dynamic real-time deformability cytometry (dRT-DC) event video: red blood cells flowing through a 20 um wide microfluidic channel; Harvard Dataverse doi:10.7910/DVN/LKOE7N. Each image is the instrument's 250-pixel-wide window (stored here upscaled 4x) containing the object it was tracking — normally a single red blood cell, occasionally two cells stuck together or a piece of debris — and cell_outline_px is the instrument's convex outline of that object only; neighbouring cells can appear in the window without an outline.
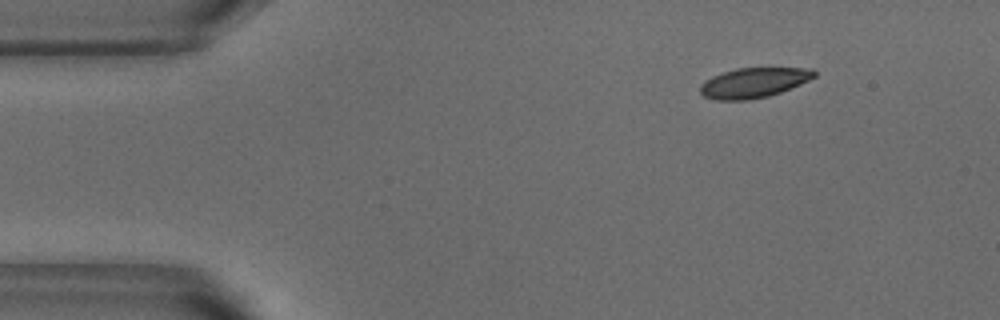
{"species": "common noctule bat (a hibernating species)", "species_latin": "Nyctalus noctula", "temperature_condition": "warm", "stored_images_in_passage": 47, "camera_frame_rate_fps": 3000, "um_per_image_px": 0.085, "animal": {"sex": "male", "body_mass_g": 18.8}, "frame": {"image": 1, "passage_image": 1, "time_ms": 0.0, "image_size_px": [1000, 320], "cell_outline_px": [[816, 76], [800, 84], [780, 92], [768, 96], [748, 100], [716, 100], [704, 96], [700, 92], [700, 84], [704, 80], [712, 76], [736, 68], [812, 68], [816, 72]], "centroid_in_image_um": [64.04, 7.03], "position_along_channel_um": 21.0, "area_um2": 19.88}}
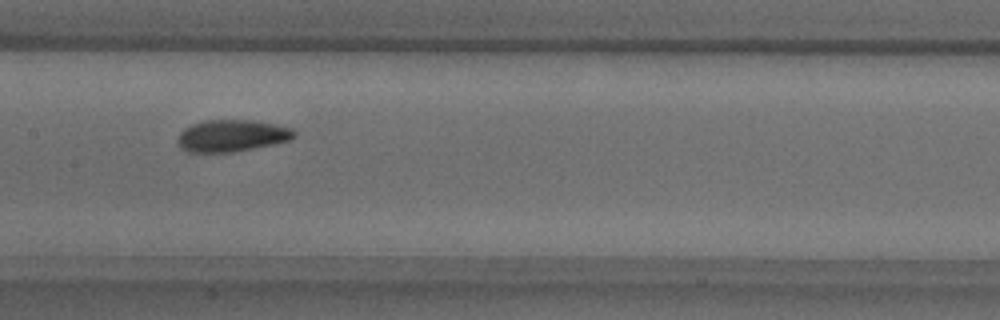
{"frame": {"image": 2, "passage_image": 20, "time_ms": 6.333, "image_size_px": [1000, 320], "cell_outline_px": [[296, 136], [292, 140], [232, 152], [188, 152], [180, 148], [176, 140], [180, 132], [184, 128], [192, 124], [204, 120], [252, 120], [276, 124], [292, 128], [296, 132]], "centroid_in_image_um": [19.7, 11.53], "position_along_channel_um": 187.7, "area_um2": 21.79}}
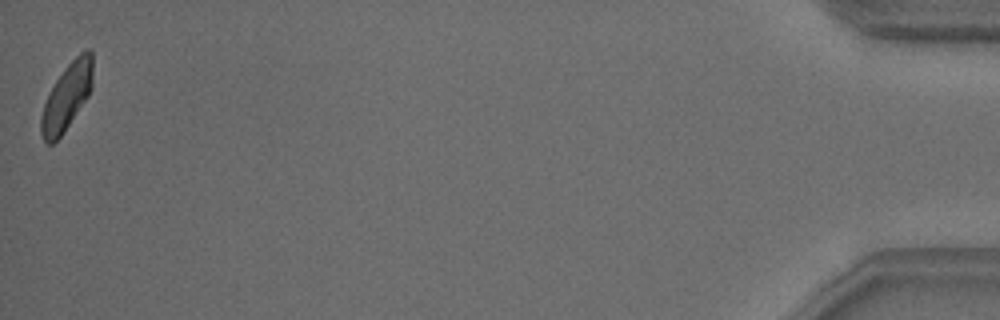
{"frame": {"image": 3, "passage_image": 47, "time_ms": 15.333, "image_size_px": [1000, 320], "cell_outline_px": [[92, 88], [88, 96], [64, 132], [52, 144], [48, 144], [44, 140], [40, 132], [40, 116], [48, 92], [56, 80], [68, 64], [80, 52], [88, 48], [92, 52]], "centroid_in_image_um": [5.67, 8.22], "position_along_channel_um": 429.5, "area_um2": 20.0}, "authors_computed_cell_mechanics": {"area_um2": 20.7502, "velocity_mm_per_s": 3.7911, "shape_relaxation_time_tau1_ms": 4.3224, "shape_relaxation_time_tau2_ms": 2.9047, "deformation_change_tau1": 0.1316, "deformation_change_tau2": 0.0797}}